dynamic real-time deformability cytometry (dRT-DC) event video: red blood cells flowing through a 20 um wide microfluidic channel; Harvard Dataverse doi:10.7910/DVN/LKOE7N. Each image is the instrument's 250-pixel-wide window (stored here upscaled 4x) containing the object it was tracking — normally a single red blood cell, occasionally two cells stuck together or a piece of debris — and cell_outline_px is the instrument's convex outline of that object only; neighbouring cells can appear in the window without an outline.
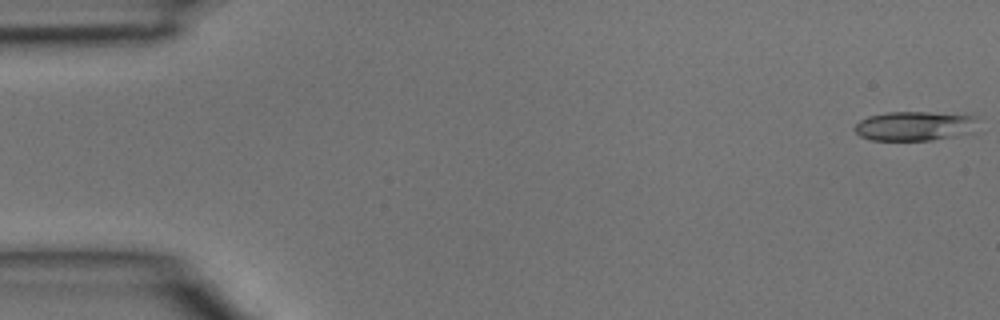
{"species": "common noctule bat (a hibernating species)", "species_latin": "Nyctalus noctula", "temperature_condition": "room temperature", "stored_images_in_passage": 4, "camera_frame_rate_fps": 3000, "um_per_image_px": 0.085, "animal": {"sex": "male", "body_mass_g": 15.6}, "frame": {"image": 1, "passage_image": 1, "time_ms": 0.0, "image_size_px": [1000, 320], "cell_outline_px": [[976, 116], [972, 132], [956, 136], [932, 140], [872, 140], [860, 136], [852, 128], [860, 120], [868, 116], [888, 112], [964, 112]], "centroid_in_image_um": [77.77, 10.69], "position_along_channel_um": 7.2, "area_um2": 21.44}}
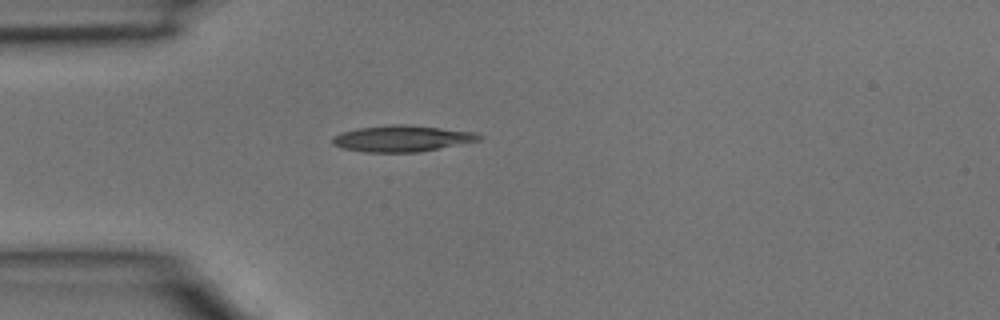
{"frame": {"image": 2, "passage_image": 4, "time_ms": 1.0, "image_size_px": [1000, 320], "cell_outline_px": [[484, 136], [480, 140], [420, 152], [364, 152], [344, 148], [332, 144], [332, 136], [340, 132], [356, 128], [388, 124], [408, 124], [476, 132]], "centroid_in_image_um": [34.16, 11.76], "position_along_channel_um": 50.8, "area_um2": 22.66}}